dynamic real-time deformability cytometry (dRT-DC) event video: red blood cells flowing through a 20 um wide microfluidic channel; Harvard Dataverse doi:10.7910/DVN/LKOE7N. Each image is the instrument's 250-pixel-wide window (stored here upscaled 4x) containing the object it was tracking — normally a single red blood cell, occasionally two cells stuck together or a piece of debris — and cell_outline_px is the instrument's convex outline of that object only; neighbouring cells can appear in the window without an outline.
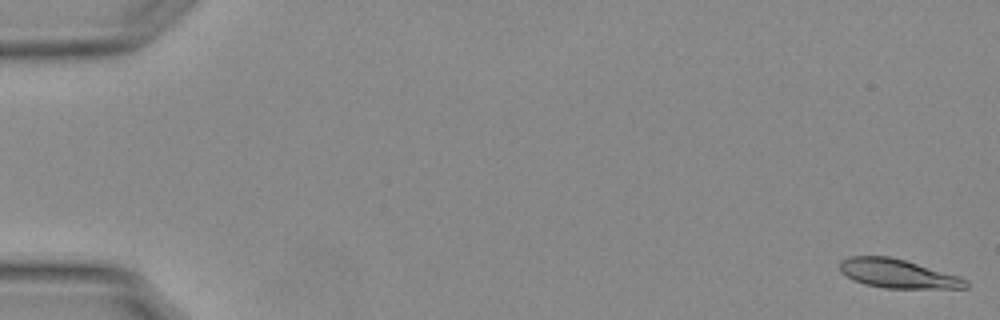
{"species": "Egyptian fruit bat (a non-hibernating species)", "species_latin": "Rousettus aegyptiacus", "temperature_condition": "warm", "stored_images_in_passage": 55, "camera_frame_rate_fps": 3000, "um_per_image_px": 0.085, "animal": {"sex": "female"}, "frame": {"image": 1, "passage_image": 1, "time_ms": 0.0, "image_size_px": [1000, 320], "cell_outline_px": [[968, 288], [884, 288], [864, 284], [840, 272], [840, 260], [848, 256], [888, 256], [904, 260], [956, 276], [968, 280]], "centroid_in_image_um": [76.26, 23.26], "position_along_channel_um": 8.7, "area_um2": 20.81}}
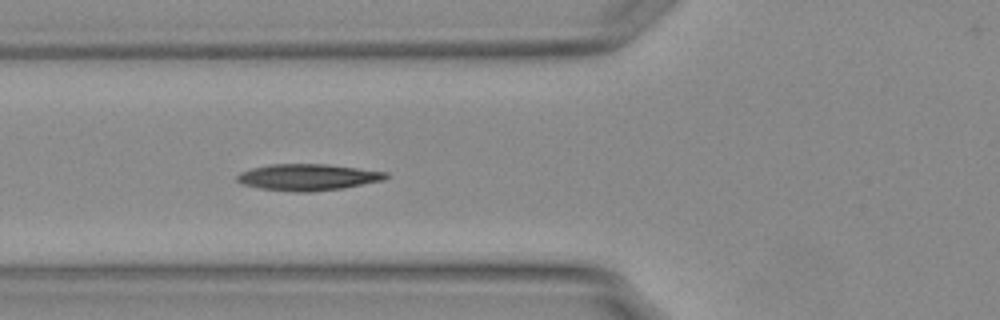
{"frame": {"image": 2, "passage_image": 21, "time_ms": 6.667, "image_size_px": [1000, 320], "cell_outline_px": [[388, 176], [384, 180], [344, 188], [312, 192], [296, 192], [260, 188], [240, 184], [236, 180], [236, 176], [240, 172], [252, 168], [268, 164], [328, 164], [388, 172]], "centroid_in_image_um": [26.16, 15.06], "position_along_channel_um": 99.6, "area_um2": 23.12}}
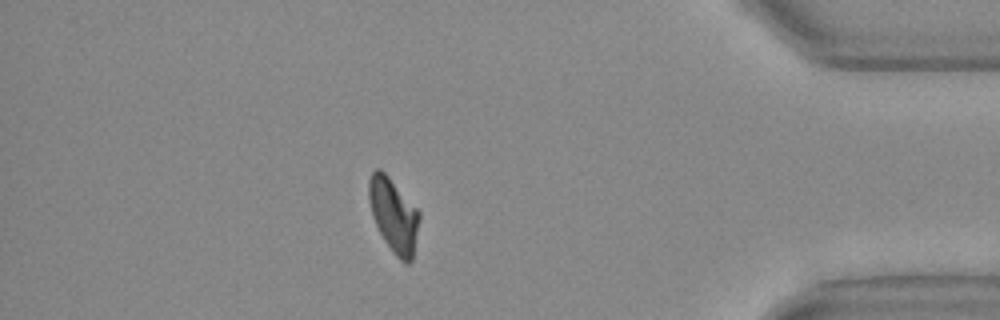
{"frame": {"image": 3, "passage_image": 48, "time_ms": 15.667, "image_size_px": [1000, 320], "cell_outline_px": [[420, 216], [412, 260], [408, 264], [404, 264], [396, 256], [384, 240], [372, 216], [368, 196], [368, 180], [372, 172], [376, 168], [380, 168], [388, 176], [420, 212]], "centroid_in_image_um": [33.45, 18.29], "position_along_channel_um": 401.8, "area_um2": 21.56}, "authors_computed_cell_mechanics": {"area_um2": 21.8484, "velocity_mm_per_s": 3.7849, "shape_relaxation_time_tau1_ms": null, "shape_relaxation_time_tau2_ms": 3.543, "deformation_change_tau1": null, "deformation_change_tau2": 0.0882}}